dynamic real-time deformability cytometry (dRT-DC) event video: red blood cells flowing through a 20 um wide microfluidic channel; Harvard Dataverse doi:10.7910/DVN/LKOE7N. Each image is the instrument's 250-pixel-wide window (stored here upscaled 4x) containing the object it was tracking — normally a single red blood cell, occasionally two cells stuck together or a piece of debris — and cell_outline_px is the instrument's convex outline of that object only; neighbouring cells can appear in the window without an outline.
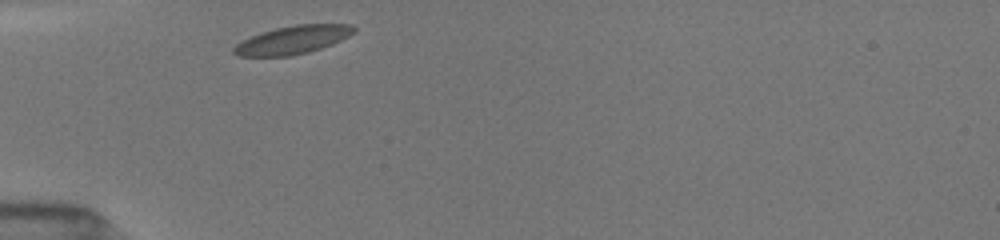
{"species": "common noctule bat (a hibernating species)", "species_latin": "Nyctalus noctula", "temperature_condition": "room temperature", "stored_images_in_passage": 29, "camera_frame_rate_fps": 3000, "um_per_image_px": 0.085, "animal": {"sex": "female", "body_mass_g": 19.5, "forearm_length_mm": 54.1}, "frame": {"image": 1, "passage_image": 1, "time_ms": 0.0, "image_size_px": [1000, 240], "cell_outline_px": [[356, 32], [332, 44], [308, 52], [292, 56], [236, 56], [232, 52], [232, 48], [240, 40], [260, 32], [276, 28], [296, 24], [352, 24], [356, 28]], "centroid_in_image_um": [24.85, 3.39], "position_along_channel_um": 60.2, "area_um2": 19.94}}
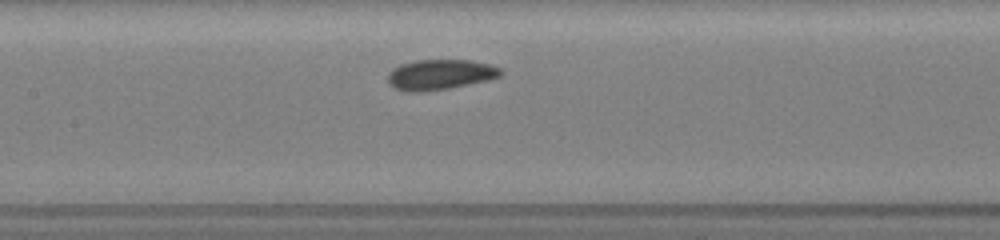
{"frame": {"image": 2, "passage_image": 10, "time_ms": 3.0, "image_size_px": [1000, 240], "cell_outline_px": [[504, 72], [500, 76], [488, 80], [448, 88], [424, 92], [408, 92], [396, 88], [388, 84], [388, 72], [392, 68], [400, 64], [416, 60], [468, 60], [488, 64], [500, 68]], "centroid_in_image_um": [37.37, 6.34], "position_along_channel_um": 170.0, "area_um2": 19.94}}
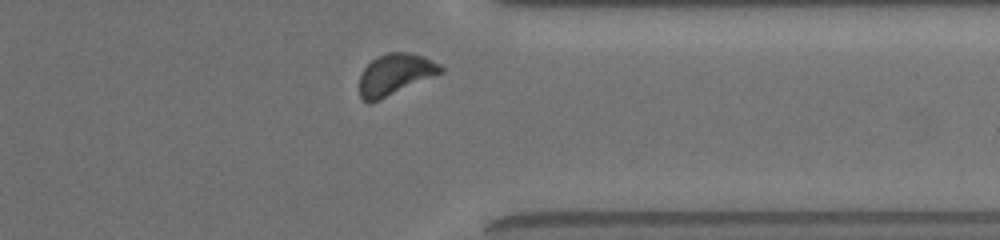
{"frame": {"image": 3, "passage_image": 26, "time_ms": 8.333, "image_size_px": [1000, 240], "cell_outline_px": [[444, 72], [380, 100], [368, 104], [360, 96], [360, 76], [364, 68], [376, 56], [388, 52], [404, 52], [424, 56], [440, 64], [444, 68]], "centroid_in_image_um": [33.6, 6.33], "position_along_channel_um": 377.8, "area_um2": 19.59}, "authors_computed_cell_mechanics": {"area_um2": 19.3052, "velocity_mm_per_s": 3.9352, "shape_relaxation_time_tau1_ms": 1.6954, "shape_relaxation_time_tau2_ms": null, "deformation_change_tau1": 0.0799, "deformation_change_tau2": null}}